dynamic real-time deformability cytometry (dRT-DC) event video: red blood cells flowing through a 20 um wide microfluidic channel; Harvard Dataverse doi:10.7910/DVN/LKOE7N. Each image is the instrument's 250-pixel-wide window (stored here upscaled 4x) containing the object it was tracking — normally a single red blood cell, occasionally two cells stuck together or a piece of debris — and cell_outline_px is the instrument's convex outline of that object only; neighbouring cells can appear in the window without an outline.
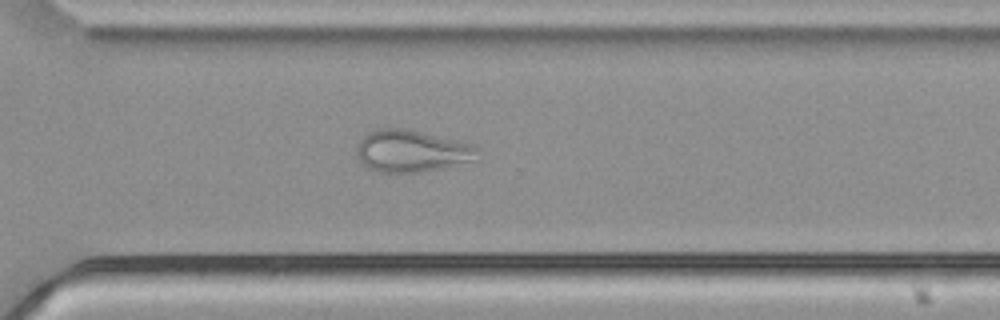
{"species": "common noctule bat (a hibernating species)", "species_latin": "Nyctalus noctula", "temperature_condition": "cold", "stored_images_in_passage": 46, "camera_frame_rate_fps": 3000, "um_per_image_px": 0.085, "animal": {"sex": "male", "body_mass_g": 21.5, "forearm_length_mm": 52.0}, "frame": {"image": 1, "passage_image": 31, "time_ms": 10.0, "image_size_px": [1000, 320], "cell_outline_px": [[480, 160], [420, 172], [376, 172], [368, 168], [360, 160], [356, 152], [356, 144], [368, 132], [376, 128], [404, 128], [472, 144], [480, 148]], "centroid_in_image_um": [35.02, 12.84], "position_along_channel_um": 335.6, "area_um2": 29.82}}
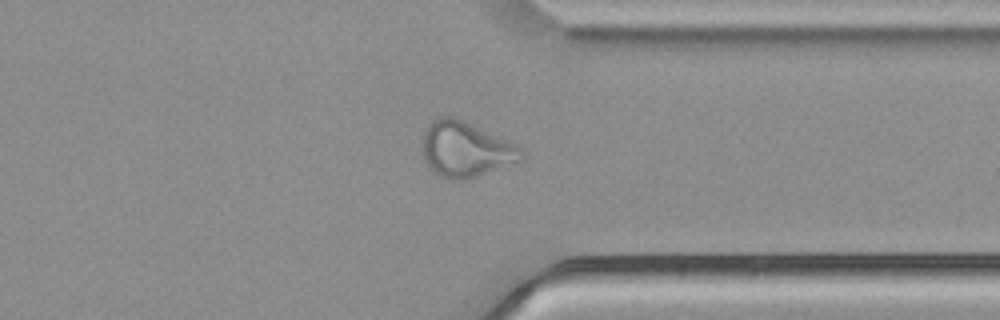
{"frame": {"image": 2, "passage_image": 34, "time_ms": 11.0, "image_size_px": [1000, 320], "cell_outline_px": [[524, 156], [520, 160], [476, 176], [464, 180], [444, 180], [432, 172], [428, 168], [424, 160], [424, 128], [432, 120], [440, 116], [456, 116], [516, 144], [524, 152]], "centroid_in_image_um": [39.53, 12.69], "position_along_channel_um": 371.9, "area_um2": 32.02}}
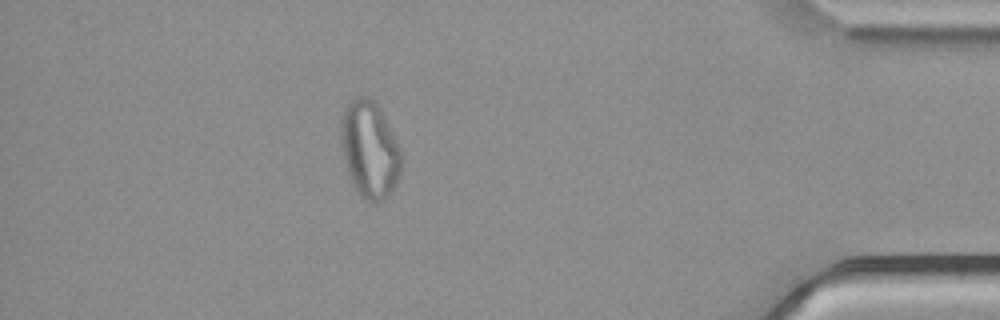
{"frame": {"image": 3, "passage_image": 40, "time_ms": 13.0, "image_size_px": [1000, 320], "cell_outline_px": [[404, 160], [400, 176], [392, 192], [388, 196], [372, 204], [364, 200], [360, 196], [352, 184], [344, 160], [340, 140], [340, 116], [344, 108], [352, 96], [368, 96], [380, 108], [400, 148]], "centroid_in_image_um": [31.41, 12.71], "position_along_channel_um": 403.8, "area_um2": 34.85}}